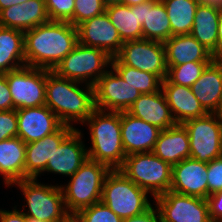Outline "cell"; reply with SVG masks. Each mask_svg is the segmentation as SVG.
<instances>
[{
    "label": "cell",
    "mask_w": 222,
    "mask_h": 222,
    "mask_svg": "<svg viewBox=\"0 0 222 222\" xmlns=\"http://www.w3.org/2000/svg\"><path fill=\"white\" fill-rule=\"evenodd\" d=\"M26 66L54 70L78 44L77 28L49 21L24 32Z\"/></svg>",
    "instance_id": "obj_1"
},
{
    "label": "cell",
    "mask_w": 222,
    "mask_h": 222,
    "mask_svg": "<svg viewBox=\"0 0 222 222\" xmlns=\"http://www.w3.org/2000/svg\"><path fill=\"white\" fill-rule=\"evenodd\" d=\"M80 82L59 76L47 70L45 86V105L58 117L63 125L73 126L71 122L84 124L96 109L93 86L79 88Z\"/></svg>",
    "instance_id": "obj_2"
},
{
    "label": "cell",
    "mask_w": 222,
    "mask_h": 222,
    "mask_svg": "<svg viewBox=\"0 0 222 222\" xmlns=\"http://www.w3.org/2000/svg\"><path fill=\"white\" fill-rule=\"evenodd\" d=\"M85 123L89 125L92 142L87 150L88 158L106 164L111 170L119 169L126 158L121 137V112L95 109Z\"/></svg>",
    "instance_id": "obj_3"
},
{
    "label": "cell",
    "mask_w": 222,
    "mask_h": 222,
    "mask_svg": "<svg viewBox=\"0 0 222 222\" xmlns=\"http://www.w3.org/2000/svg\"><path fill=\"white\" fill-rule=\"evenodd\" d=\"M111 169L103 163L87 159L70 177L62 189L64 204L69 214L101 201L103 183Z\"/></svg>",
    "instance_id": "obj_4"
},
{
    "label": "cell",
    "mask_w": 222,
    "mask_h": 222,
    "mask_svg": "<svg viewBox=\"0 0 222 222\" xmlns=\"http://www.w3.org/2000/svg\"><path fill=\"white\" fill-rule=\"evenodd\" d=\"M147 194L146 190L114 169L105 177L101 202L121 219H126L141 215L152 207Z\"/></svg>",
    "instance_id": "obj_5"
},
{
    "label": "cell",
    "mask_w": 222,
    "mask_h": 222,
    "mask_svg": "<svg viewBox=\"0 0 222 222\" xmlns=\"http://www.w3.org/2000/svg\"><path fill=\"white\" fill-rule=\"evenodd\" d=\"M118 170L154 198L170 190L172 166L153 152L126 156Z\"/></svg>",
    "instance_id": "obj_6"
},
{
    "label": "cell",
    "mask_w": 222,
    "mask_h": 222,
    "mask_svg": "<svg viewBox=\"0 0 222 222\" xmlns=\"http://www.w3.org/2000/svg\"><path fill=\"white\" fill-rule=\"evenodd\" d=\"M15 184L22 190L26 199L28 212L23 211V214L27 218L44 222H60L69 214L59 185L41 184L35 178L23 179L12 185Z\"/></svg>",
    "instance_id": "obj_7"
},
{
    "label": "cell",
    "mask_w": 222,
    "mask_h": 222,
    "mask_svg": "<svg viewBox=\"0 0 222 222\" xmlns=\"http://www.w3.org/2000/svg\"><path fill=\"white\" fill-rule=\"evenodd\" d=\"M111 59L105 51L84 46L80 43L53 70L59 76L72 81L94 86L111 66Z\"/></svg>",
    "instance_id": "obj_8"
},
{
    "label": "cell",
    "mask_w": 222,
    "mask_h": 222,
    "mask_svg": "<svg viewBox=\"0 0 222 222\" xmlns=\"http://www.w3.org/2000/svg\"><path fill=\"white\" fill-rule=\"evenodd\" d=\"M189 134L190 157L209 163L219 158L222 148V120L216 113L190 119L183 123Z\"/></svg>",
    "instance_id": "obj_9"
},
{
    "label": "cell",
    "mask_w": 222,
    "mask_h": 222,
    "mask_svg": "<svg viewBox=\"0 0 222 222\" xmlns=\"http://www.w3.org/2000/svg\"><path fill=\"white\" fill-rule=\"evenodd\" d=\"M123 65L166 79L168 67L163 42L139 39L125 41L115 56Z\"/></svg>",
    "instance_id": "obj_10"
},
{
    "label": "cell",
    "mask_w": 222,
    "mask_h": 222,
    "mask_svg": "<svg viewBox=\"0 0 222 222\" xmlns=\"http://www.w3.org/2000/svg\"><path fill=\"white\" fill-rule=\"evenodd\" d=\"M13 101V109L45 105L47 69L24 66L5 73Z\"/></svg>",
    "instance_id": "obj_11"
},
{
    "label": "cell",
    "mask_w": 222,
    "mask_h": 222,
    "mask_svg": "<svg viewBox=\"0 0 222 222\" xmlns=\"http://www.w3.org/2000/svg\"><path fill=\"white\" fill-rule=\"evenodd\" d=\"M115 72V73H114ZM95 108L102 111H128L141 95L140 92L125 82L111 67L94 84Z\"/></svg>",
    "instance_id": "obj_12"
},
{
    "label": "cell",
    "mask_w": 222,
    "mask_h": 222,
    "mask_svg": "<svg viewBox=\"0 0 222 222\" xmlns=\"http://www.w3.org/2000/svg\"><path fill=\"white\" fill-rule=\"evenodd\" d=\"M154 200L161 222H211L206 199L169 190Z\"/></svg>",
    "instance_id": "obj_13"
},
{
    "label": "cell",
    "mask_w": 222,
    "mask_h": 222,
    "mask_svg": "<svg viewBox=\"0 0 222 222\" xmlns=\"http://www.w3.org/2000/svg\"><path fill=\"white\" fill-rule=\"evenodd\" d=\"M78 43L96 47L115 57L123 45L117 29L112 25L106 11L76 26Z\"/></svg>",
    "instance_id": "obj_14"
},
{
    "label": "cell",
    "mask_w": 222,
    "mask_h": 222,
    "mask_svg": "<svg viewBox=\"0 0 222 222\" xmlns=\"http://www.w3.org/2000/svg\"><path fill=\"white\" fill-rule=\"evenodd\" d=\"M17 136L26 144L43 139L56 132L63 124L46 106L16 109Z\"/></svg>",
    "instance_id": "obj_15"
},
{
    "label": "cell",
    "mask_w": 222,
    "mask_h": 222,
    "mask_svg": "<svg viewBox=\"0 0 222 222\" xmlns=\"http://www.w3.org/2000/svg\"><path fill=\"white\" fill-rule=\"evenodd\" d=\"M207 163L194 158H186L172 166L170 190L176 193L207 198Z\"/></svg>",
    "instance_id": "obj_16"
},
{
    "label": "cell",
    "mask_w": 222,
    "mask_h": 222,
    "mask_svg": "<svg viewBox=\"0 0 222 222\" xmlns=\"http://www.w3.org/2000/svg\"><path fill=\"white\" fill-rule=\"evenodd\" d=\"M161 129L136 118L127 111L121 112V137L126 156L152 152Z\"/></svg>",
    "instance_id": "obj_17"
},
{
    "label": "cell",
    "mask_w": 222,
    "mask_h": 222,
    "mask_svg": "<svg viewBox=\"0 0 222 222\" xmlns=\"http://www.w3.org/2000/svg\"><path fill=\"white\" fill-rule=\"evenodd\" d=\"M73 126L62 125L56 132L43 139L26 144L25 179L35 178L45 171L54 150L75 130Z\"/></svg>",
    "instance_id": "obj_18"
},
{
    "label": "cell",
    "mask_w": 222,
    "mask_h": 222,
    "mask_svg": "<svg viewBox=\"0 0 222 222\" xmlns=\"http://www.w3.org/2000/svg\"><path fill=\"white\" fill-rule=\"evenodd\" d=\"M81 137L80 130L78 128L75 129L61 145L54 150L44 172L47 171L71 177L88 159L87 149L83 145Z\"/></svg>",
    "instance_id": "obj_19"
},
{
    "label": "cell",
    "mask_w": 222,
    "mask_h": 222,
    "mask_svg": "<svg viewBox=\"0 0 222 222\" xmlns=\"http://www.w3.org/2000/svg\"><path fill=\"white\" fill-rule=\"evenodd\" d=\"M127 112L161 130L177 124L162 89L150 94H141Z\"/></svg>",
    "instance_id": "obj_20"
},
{
    "label": "cell",
    "mask_w": 222,
    "mask_h": 222,
    "mask_svg": "<svg viewBox=\"0 0 222 222\" xmlns=\"http://www.w3.org/2000/svg\"><path fill=\"white\" fill-rule=\"evenodd\" d=\"M49 21L45 0H29L0 11V26L23 32Z\"/></svg>",
    "instance_id": "obj_21"
},
{
    "label": "cell",
    "mask_w": 222,
    "mask_h": 222,
    "mask_svg": "<svg viewBox=\"0 0 222 222\" xmlns=\"http://www.w3.org/2000/svg\"><path fill=\"white\" fill-rule=\"evenodd\" d=\"M191 89L207 113H216L222 101V59L209 63Z\"/></svg>",
    "instance_id": "obj_22"
},
{
    "label": "cell",
    "mask_w": 222,
    "mask_h": 222,
    "mask_svg": "<svg viewBox=\"0 0 222 222\" xmlns=\"http://www.w3.org/2000/svg\"><path fill=\"white\" fill-rule=\"evenodd\" d=\"M162 90L177 124H183L190 119L207 114L194 96L191 87L172 84L166 78L162 81Z\"/></svg>",
    "instance_id": "obj_23"
},
{
    "label": "cell",
    "mask_w": 222,
    "mask_h": 222,
    "mask_svg": "<svg viewBox=\"0 0 222 222\" xmlns=\"http://www.w3.org/2000/svg\"><path fill=\"white\" fill-rule=\"evenodd\" d=\"M157 157L174 166L190 157L189 134L183 124L161 130L152 151Z\"/></svg>",
    "instance_id": "obj_24"
},
{
    "label": "cell",
    "mask_w": 222,
    "mask_h": 222,
    "mask_svg": "<svg viewBox=\"0 0 222 222\" xmlns=\"http://www.w3.org/2000/svg\"><path fill=\"white\" fill-rule=\"evenodd\" d=\"M167 66L187 62H212L215 57L191 34L174 35L164 42Z\"/></svg>",
    "instance_id": "obj_25"
},
{
    "label": "cell",
    "mask_w": 222,
    "mask_h": 222,
    "mask_svg": "<svg viewBox=\"0 0 222 222\" xmlns=\"http://www.w3.org/2000/svg\"><path fill=\"white\" fill-rule=\"evenodd\" d=\"M142 39L165 42L171 38V25L162 1L149 0L138 5Z\"/></svg>",
    "instance_id": "obj_26"
},
{
    "label": "cell",
    "mask_w": 222,
    "mask_h": 222,
    "mask_svg": "<svg viewBox=\"0 0 222 222\" xmlns=\"http://www.w3.org/2000/svg\"><path fill=\"white\" fill-rule=\"evenodd\" d=\"M26 143L18 136L0 142V174L7 187L25 179Z\"/></svg>",
    "instance_id": "obj_27"
},
{
    "label": "cell",
    "mask_w": 222,
    "mask_h": 222,
    "mask_svg": "<svg viewBox=\"0 0 222 222\" xmlns=\"http://www.w3.org/2000/svg\"><path fill=\"white\" fill-rule=\"evenodd\" d=\"M220 7L204 4L197 6L191 35L218 59V22Z\"/></svg>",
    "instance_id": "obj_28"
},
{
    "label": "cell",
    "mask_w": 222,
    "mask_h": 222,
    "mask_svg": "<svg viewBox=\"0 0 222 222\" xmlns=\"http://www.w3.org/2000/svg\"><path fill=\"white\" fill-rule=\"evenodd\" d=\"M26 66L24 32L0 26V74Z\"/></svg>",
    "instance_id": "obj_29"
},
{
    "label": "cell",
    "mask_w": 222,
    "mask_h": 222,
    "mask_svg": "<svg viewBox=\"0 0 222 222\" xmlns=\"http://www.w3.org/2000/svg\"><path fill=\"white\" fill-rule=\"evenodd\" d=\"M106 13L123 42L142 39V26L139 24L138 5L113 4L106 6Z\"/></svg>",
    "instance_id": "obj_30"
},
{
    "label": "cell",
    "mask_w": 222,
    "mask_h": 222,
    "mask_svg": "<svg viewBox=\"0 0 222 222\" xmlns=\"http://www.w3.org/2000/svg\"><path fill=\"white\" fill-rule=\"evenodd\" d=\"M200 0H163L171 25V37L190 34Z\"/></svg>",
    "instance_id": "obj_31"
},
{
    "label": "cell",
    "mask_w": 222,
    "mask_h": 222,
    "mask_svg": "<svg viewBox=\"0 0 222 222\" xmlns=\"http://www.w3.org/2000/svg\"><path fill=\"white\" fill-rule=\"evenodd\" d=\"M111 67L140 94H150L162 89V80L157 75L123 65L116 57L111 59Z\"/></svg>",
    "instance_id": "obj_32"
},
{
    "label": "cell",
    "mask_w": 222,
    "mask_h": 222,
    "mask_svg": "<svg viewBox=\"0 0 222 222\" xmlns=\"http://www.w3.org/2000/svg\"><path fill=\"white\" fill-rule=\"evenodd\" d=\"M211 62H187L176 66H167V79L172 84L191 87Z\"/></svg>",
    "instance_id": "obj_33"
},
{
    "label": "cell",
    "mask_w": 222,
    "mask_h": 222,
    "mask_svg": "<svg viewBox=\"0 0 222 222\" xmlns=\"http://www.w3.org/2000/svg\"><path fill=\"white\" fill-rule=\"evenodd\" d=\"M75 215L80 222H123L101 201L79 210Z\"/></svg>",
    "instance_id": "obj_34"
},
{
    "label": "cell",
    "mask_w": 222,
    "mask_h": 222,
    "mask_svg": "<svg viewBox=\"0 0 222 222\" xmlns=\"http://www.w3.org/2000/svg\"><path fill=\"white\" fill-rule=\"evenodd\" d=\"M106 11L102 0H75L73 26H78L83 21L93 18Z\"/></svg>",
    "instance_id": "obj_35"
},
{
    "label": "cell",
    "mask_w": 222,
    "mask_h": 222,
    "mask_svg": "<svg viewBox=\"0 0 222 222\" xmlns=\"http://www.w3.org/2000/svg\"><path fill=\"white\" fill-rule=\"evenodd\" d=\"M50 21H68L73 25L75 0H45Z\"/></svg>",
    "instance_id": "obj_36"
},
{
    "label": "cell",
    "mask_w": 222,
    "mask_h": 222,
    "mask_svg": "<svg viewBox=\"0 0 222 222\" xmlns=\"http://www.w3.org/2000/svg\"><path fill=\"white\" fill-rule=\"evenodd\" d=\"M18 120L16 109L0 111V142L17 136Z\"/></svg>",
    "instance_id": "obj_37"
},
{
    "label": "cell",
    "mask_w": 222,
    "mask_h": 222,
    "mask_svg": "<svg viewBox=\"0 0 222 222\" xmlns=\"http://www.w3.org/2000/svg\"><path fill=\"white\" fill-rule=\"evenodd\" d=\"M207 197L222 190V159L216 158L207 163Z\"/></svg>",
    "instance_id": "obj_38"
},
{
    "label": "cell",
    "mask_w": 222,
    "mask_h": 222,
    "mask_svg": "<svg viewBox=\"0 0 222 222\" xmlns=\"http://www.w3.org/2000/svg\"><path fill=\"white\" fill-rule=\"evenodd\" d=\"M206 200L211 222H222V190L209 195Z\"/></svg>",
    "instance_id": "obj_39"
},
{
    "label": "cell",
    "mask_w": 222,
    "mask_h": 222,
    "mask_svg": "<svg viewBox=\"0 0 222 222\" xmlns=\"http://www.w3.org/2000/svg\"><path fill=\"white\" fill-rule=\"evenodd\" d=\"M13 110V101L6 75L0 74V111Z\"/></svg>",
    "instance_id": "obj_40"
},
{
    "label": "cell",
    "mask_w": 222,
    "mask_h": 222,
    "mask_svg": "<svg viewBox=\"0 0 222 222\" xmlns=\"http://www.w3.org/2000/svg\"><path fill=\"white\" fill-rule=\"evenodd\" d=\"M123 222H161L159 211L152 206L149 210L145 213L123 219Z\"/></svg>",
    "instance_id": "obj_41"
},
{
    "label": "cell",
    "mask_w": 222,
    "mask_h": 222,
    "mask_svg": "<svg viewBox=\"0 0 222 222\" xmlns=\"http://www.w3.org/2000/svg\"><path fill=\"white\" fill-rule=\"evenodd\" d=\"M0 222H27V217L22 211L13 209V211L0 210Z\"/></svg>",
    "instance_id": "obj_42"
},
{
    "label": "cell",
    "mask_w": 222,
    "mask_h": 222,
    "mask_svg": "<svg viewBox=\"0 0 222 222\" xmlns=\"http://www.w3.org/2000/svg\"><path fill=\"white\" fill-rule=\"evenodd\" d=\"M218 59H222V7H220L218 22Z\"/></svg>",
    "instance_id": "obj_43"
},
{
    "label": "cell",
    "mask_w": 222,
    "mask_h": 222,
    "mask_svg": "<svg viewBox=\"0 0 222 222\" xmlns=\"http://www.w3.org/2000/svg\"><path fill=\"white\" fill-rule=\"evenodd\" d=\"M29 0H0V11L11 7L12 5L22 4Z\"/></svg>",
    "instance_id": "obj_44"
},
{
    "label": "cell",
    "mask_w": 222,
    "mask_h": 222,
    "mask_svg": "<svg viewBox=\"0 0 222 222\" xmlns=\"http://www.w3.org/2000/svg\"><path fill=\"white\" fill-rule=\"evenodd\" d=\"M149 0H123L122 4L128 5V6H133V5H139L141 3L147 2Z\"/></svg>",
    "instance_id": "obj_45"
},
{
    "label": "cell",
    "mask_w": 222,
    "mask_h": 222,
    "mask_svg": "<svg viewBox=\"0 0 222 222\" xmlns=\"http://www.w3.org/2000/svg\"><path fill=\"white\" fill-rule=\"evenodd\" d=\"M60 222H80L79 218L75 214H68L63 220Z\"/></svg>",
    "instance_id": "obj_46"
},
{
    "label": "cell",
    "mask_w": 222,
    "mask_h": 222,
    "mask_svg": "<svg viewBox=\"0 0 222 222\" xmlns=\"http://www.w3.org/2000/svg\"><path fill=\"white\" fill-rule=\"evenodd\" d=\"M204 4H210L217 7H222V0H200Z\"/></svg>",
    "instance_id": "obj_47"
},
{
    "label": "cell",
    "mask_w": 222,
    "mask_h": 222,
    "mask_svg": "<svg viewBox=\"0 0 222 222\" xmlns=\"http://www.w3.org/2000/svg\"><path fill=\"white\" fill-rule=\"evenodd\" d=\"M106 6L122 3L123 0H102Z\"/></svg>",
    "instance_id": "obj_48"
},
{
    "label": "cell",
    "mask_w": 222,
    "mask_h": 222,
    "mask_svg": "<svg viewBox=\"0 0 222 222\" xmlns=\"http://www.w3.org/2000/svg\"><path fill=\"white\" fill-rule=\"evenodd\" d=\"M216 115L222 120V101Z\"/></svg>",
    "instance_id": "obj_49"
},
{
    "label": "cell",
    "mask_w": 222,
    "mask_h": 222,
    "mask_svg": "<svg viewBox=\"0 0 222 222\" xmlns=\"http://www.w3.org/2000/svg\"><path fill=\"white\" fill-rule=\"evenodd\" d=\"M27 222H44L37 219L27 218Z\"/></svg>",
    "instance_id": "obj_50"
}]
</instances>
